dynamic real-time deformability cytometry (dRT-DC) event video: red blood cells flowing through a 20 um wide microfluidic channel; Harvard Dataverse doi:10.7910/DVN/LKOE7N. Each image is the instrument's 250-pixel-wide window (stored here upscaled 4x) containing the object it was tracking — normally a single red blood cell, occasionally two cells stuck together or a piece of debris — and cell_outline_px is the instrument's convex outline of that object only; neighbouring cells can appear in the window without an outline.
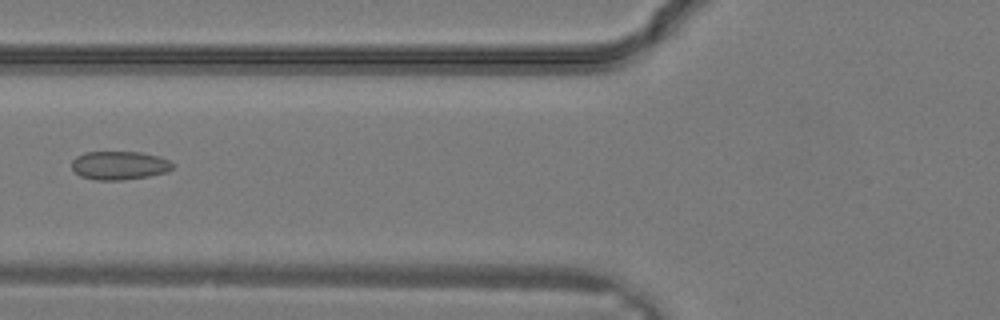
{"species": "common noctule bat (a hibernating species)", "species_latin": "Nyctalus noctula", "temperature_condition": "warm", "stored_images_in_passage": 6, "camera_frame_rate_fps": 3000, "um_per_image_px": 0.085, "animal": {"sex": "male", "body_mass_g": 19.2, "forearm_length_mm": 51.8}, "frame": {"image": 1, "passage_image": 3, "time_ms": 0.667, "image_size_px": [1000, 320], "cell_outline_px": [[176, 164], [168, 172], [148, 176], [120, 180], [96, 180], [80, 176], [72, 168], [72, 160], [76, 156], [84, 152], [140, 152], [160, 156]], "centroid_in_image_um": [10.16, 14.05], "position_along_channel_um": 115.6, "area_um2": 16.88}}
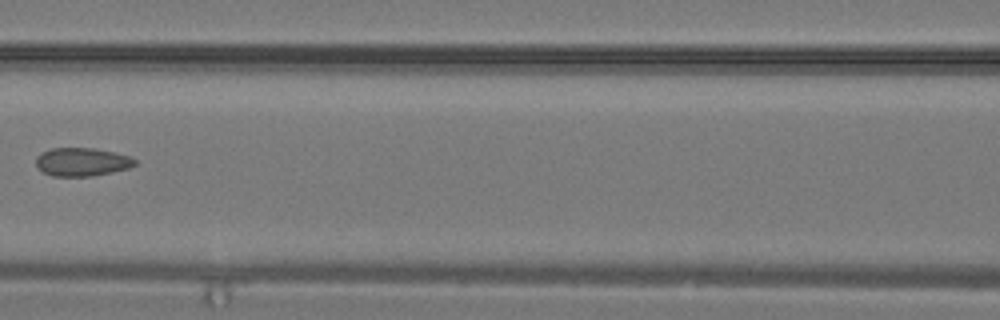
{"frame": {"image": 2, "passage_image": 5, "time_ms": 1.333, "image_size_px": [1000, 320], "cell_outline_px": [[136, 164], [128, 168], [112, 172], [92, 176], [52, 176], [36, 168], [36, 156], [40, 152], [52, 148], [92, 148], [112, 152], [128, 156], [136, 160]], "centroid_in_image_um": [6.91, 13.76], "position_along_channel_um": 159.7, "area_um2": 16.3}}